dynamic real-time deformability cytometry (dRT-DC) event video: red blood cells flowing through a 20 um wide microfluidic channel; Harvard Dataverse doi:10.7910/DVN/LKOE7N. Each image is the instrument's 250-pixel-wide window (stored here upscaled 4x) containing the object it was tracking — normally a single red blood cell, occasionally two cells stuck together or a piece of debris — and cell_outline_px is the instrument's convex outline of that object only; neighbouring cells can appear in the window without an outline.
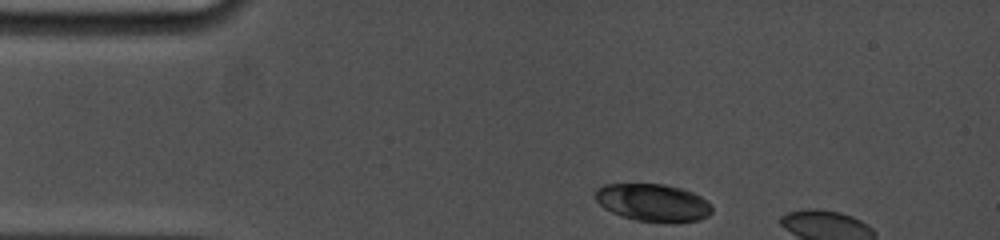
{"species": "common noctule bat (a hibernating species)", "species_latin": "Nyctalus noctula", "temperature_condition": "cold", "stored_images_in_passage": 4, "camera_frame_rate_fps": 5000, "um_per_image_px": 0.085, "animal": {"sex": "female", "body_mass_g": 19.0, "forearm_length_mm": 53.3}, "frame": {"image": 1, "passage_image": 1, "time_ms": 0.0, "image_size_px": [1000, 240], "cell_outline_px": [[712, 212], [708, 216], [700, 220], [668, 224], [636, 220], [612, 212], [604, 208], [596, 200], [596, 188], [604, 184], [664, 184], [680, 188], [692, 192], [700, 196], [712, 204]], "centroid_in_image_um": [55.54, 17.24], "position_along_channel_um": 29.5, "area_um2": 25.78}}